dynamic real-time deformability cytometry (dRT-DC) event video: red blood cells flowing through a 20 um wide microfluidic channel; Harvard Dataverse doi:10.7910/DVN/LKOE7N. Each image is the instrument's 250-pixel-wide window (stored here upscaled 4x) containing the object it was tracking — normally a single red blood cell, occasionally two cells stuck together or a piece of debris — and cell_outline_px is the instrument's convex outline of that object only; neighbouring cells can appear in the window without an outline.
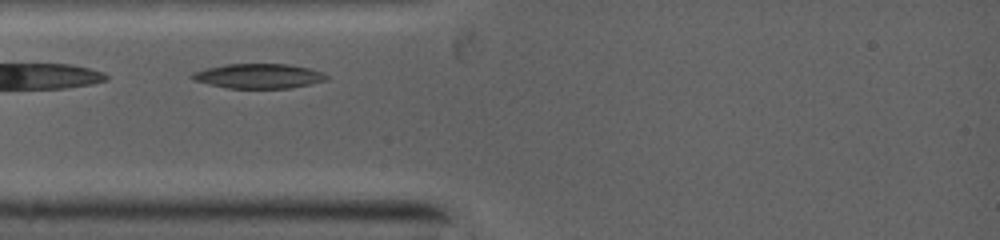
{"species": "common noctule bat (a hibernating species)", "species_latin": "Nyctalus noctula", "temperature_condition": "warm", "stored_images_in_passage": 44, "camera_frame_rate_fps": 5000, "um_per_image_px": 0.085, "animal": {"sex": "female", "body_mass_g": 19.0, "forearm_length_mm": 53.3}, "frame": {"image": 1, "passage_image": 6, "time_ms": 0.8, "image_size_px": [1000, 240], "cell_outline_px": [[328, 76], [324, 80], [308, 84], [288, 88], [228, 88], [196, 80], [188, 76], [192, 72], [224, 64], [288, 64], [308, 68], [320, 72]], "centroid_in_image_um": [21.94, 6.45], "position_along_channel_um": 63.1, "area_um2": 18.9}}
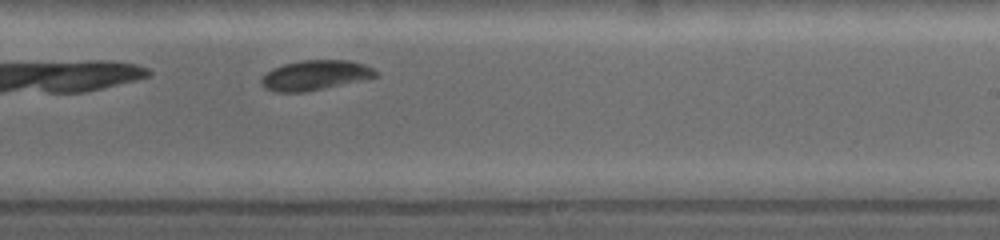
{"frame": {"image": 2, "passage_image": 30, "time_ms": 5.4, "image_size_px": [1000, 240], "cell_outline_px": [[376, 76], [304, 92], [276, 92], [264, 88], [260, 80], [272, 68], [284, 64], [304, 60], [352, 60], [364, 64], [372, 68], [376, 72]], "centroid_in_image_um": [26.73, 6.38], "position_along_channel_um": 262.3, "area_um2": 19.42}}
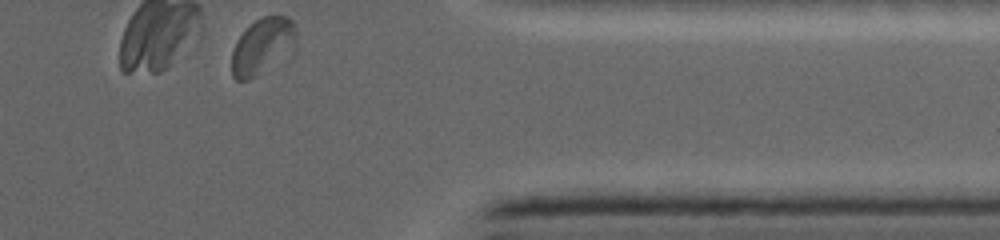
{"frame": {"image": 3, "passage_image": 43, "time_ms": 8.6, "image_size_px": [1000, 240], "cell_outline_px": [[296, 48], [292, 56], [248, 80], [236, 80], [232, 76], [232, 52], [240, 36], [256, 20], [264, 16], [284, 16], [292, 20], [296, 28]], "centroid_in_image_um": [22.39, 3.96], "position_along_channel_um": 389.0, "area_um2": 21.44}}